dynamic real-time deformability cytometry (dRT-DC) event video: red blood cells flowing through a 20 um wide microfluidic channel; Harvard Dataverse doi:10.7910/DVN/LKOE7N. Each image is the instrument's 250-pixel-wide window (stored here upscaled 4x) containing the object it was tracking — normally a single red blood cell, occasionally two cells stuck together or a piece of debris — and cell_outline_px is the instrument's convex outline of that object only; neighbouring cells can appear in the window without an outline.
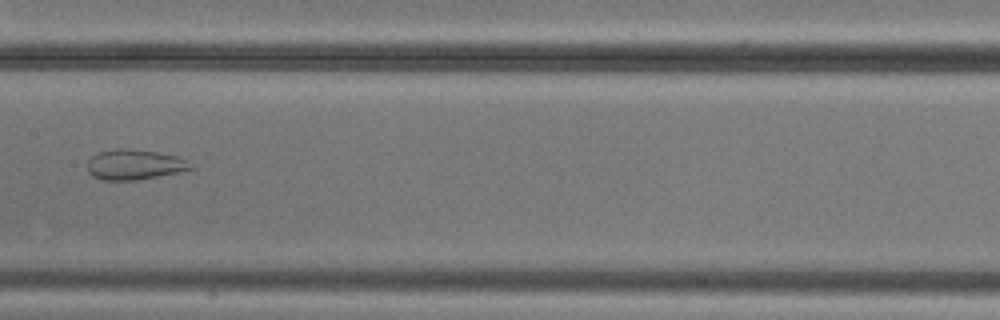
{"species": "common noctule bat (a hibernating species)", "species_latin": "Nyctalus noctula", "temperature_condition": "cold", "stored_images_in_passage": 8, "camera_frame_rate_fps": 3000, "um_per_image_px": 0.085, "animal": {"sex": "male", "body_mass_g": 20.5, "forearm_length_mm": 52.5}, "frame": {"image": 1, "passage_image": 8, "time_ms": 8.333, "image_size_px": [1000, 320], "cell_outline_px": [[196, 168], [180, 172], [136, 180], [100, 180], [92, 176], [88, 172], [88, 160], [96, 152], [116, 148], [120, 148], [156, 152], [176, 156], [188, 160]], "centroid_in_image_um": [11.43, 13.99], "position_along_channel_um": 196.0, "area_um2": 18.32}}